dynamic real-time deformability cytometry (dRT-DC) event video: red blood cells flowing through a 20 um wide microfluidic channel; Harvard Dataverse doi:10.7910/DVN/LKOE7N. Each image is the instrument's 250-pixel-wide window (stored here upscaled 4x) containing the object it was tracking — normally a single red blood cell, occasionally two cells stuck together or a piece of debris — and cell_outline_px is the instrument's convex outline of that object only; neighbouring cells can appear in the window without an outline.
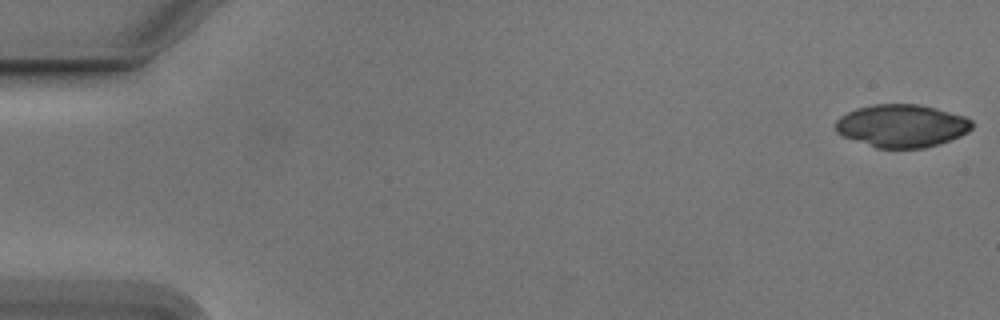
{"species": "Egyptian fruit bat (a non-hibernating species)", "species_latin": "Rousettus aegyptiacus", "temperature_condition": "cold", "stored_images_in_passage": 39, "camera_frame_rate_fps": 3000, "um_per_image_px": 0.085, "animal": {"sex": "male"}, "frame": {"image": 1, "passage_image": 1, "time_ms": 0.0, "image_size_px": [1000, 320], "cell_outline_px": [[972, 128], [968, 132], [960, 136], [940, 144], [924, 148], [876, 148], [844, 136], [836, 132], [836, 120], [840, 116], [856, 108], [872, 104], [920, 104], [936, 108], [964, 116], [972, 120]], "centroid_in_image_um": [76.66, 10.69], "position_along_channel_um": 8.3, "area_um2": 34.1}}